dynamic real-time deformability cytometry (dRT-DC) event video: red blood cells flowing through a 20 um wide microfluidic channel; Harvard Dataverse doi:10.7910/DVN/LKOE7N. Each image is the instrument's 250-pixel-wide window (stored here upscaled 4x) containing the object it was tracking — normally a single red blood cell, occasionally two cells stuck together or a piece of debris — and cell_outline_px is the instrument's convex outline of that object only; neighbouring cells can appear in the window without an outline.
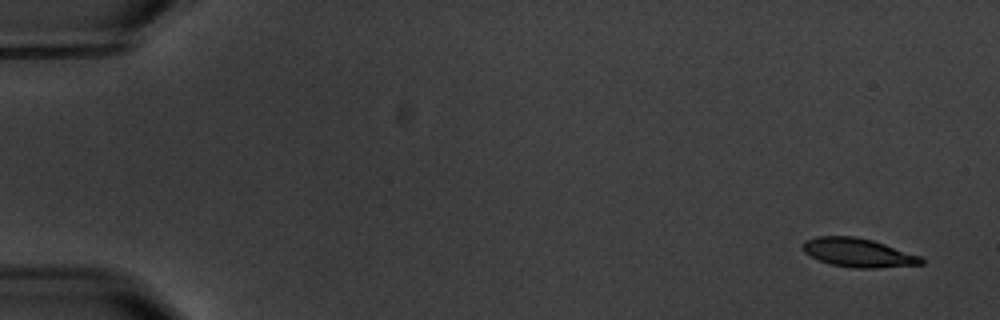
{"species": "common noctule bat (a hibernating species)", "species_latin": "Nyctalus noctula", "temperature_condition": "warm", "stored_images_in_passage": 5, "camera_frame_rate_fps": 3000, "um_per_image_px": 0.085, "animal": {"sex": "male", "body_mass_g": 20.1, "forearm_length_mm": 53.5}, "frame": {"image": 1, "passage_image": 1, "time_ms": 0.0, "image_size_px": [1000, 320], "cell_outline_px": [[924, 264], [876, 268], [856, 268], [832, 264], [820, 260], [804, 252], [804, 240], [816, 236], [852, 236], [872, 240], [920, 256], [924, 260]], "centroid_in_image_um": [72.95, 21.47], "position_along_channel_um": 12.0, "area_um2": 19.54}}